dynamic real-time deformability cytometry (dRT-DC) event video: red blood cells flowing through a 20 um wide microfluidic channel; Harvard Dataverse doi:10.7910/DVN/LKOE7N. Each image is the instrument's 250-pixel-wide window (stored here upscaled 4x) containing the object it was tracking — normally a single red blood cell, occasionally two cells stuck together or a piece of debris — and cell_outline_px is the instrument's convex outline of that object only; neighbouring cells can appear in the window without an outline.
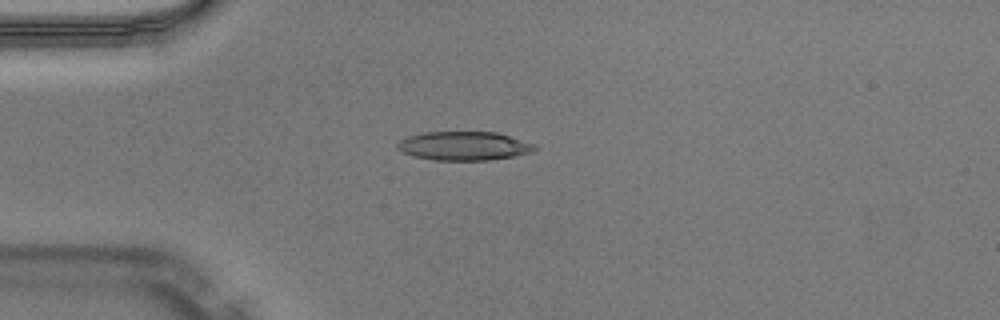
{"species": "Egyptian fruit bat (a non-hibernating species)", "species_latin": "Rousettus aegyptiacus", "temperature_condition": "warm", "stored_images_in_passage": 43, "camera_frame_rate_fps": 3000, "um_per_image_px": 0.085, "animal": {"sex": "male"}, "frame": {"image": 1, "passage_image": 6, "time_ms": 1.667, "image_size_px": [1000, 320], "cell_outline_px": [[536, 148], [528, 152], [512, 156], [488, 160], [436, 160], [416, 156], [404, 152], [396, 148], [396, 144], [400, 140], [408, 136], [424, 132], [496, 132], [536, 144]], "centroid_in_image_um": [39.41, 12.39], "position_along_channel_um": 45.6, "area_um2": 22.72}}
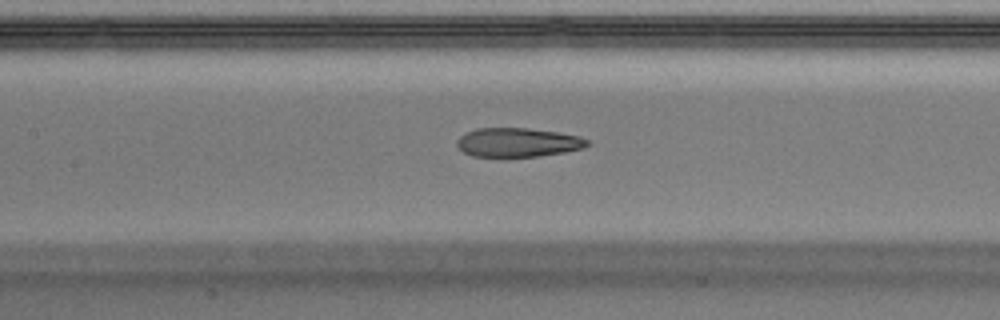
{"frame": {"image": 2, "passage_image": 16, "time_ms": 5.0, "image_size_px": [1000, 320], "cell_outline_px": [[592, 144], [584, 148], [564, 152], [540, 156], [500, 160], [472, 156], [464, 152], [456, 144], [456, 140], [464, 132], [476, 128], [528, 128], [560, 132], [580, 136], [588, 140]], "centroid_in_image_um": [43.99, 12.14], "position_along_channel_um": 163.4, "area_um2": 23.18}}
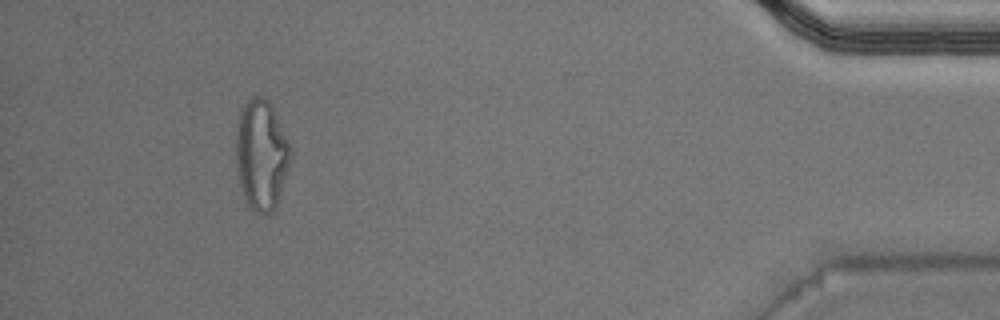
{"frame": {"image": 3, "passage_image": 39, "time_ms": 12.667, "image_size_px": [1000, 320], "cell_outline_px": [[292, 152], [276, 208], [268, 216], [260, 216], [248, 204], [240, 188], [236, 172], [236, 132], [240, 108], [248, 100], [256, 96], [260, 96], [268, 100], [288, 140]], "centroid_in_image_um": [22.19, 13.2], "position_along_channel_um": 413.0, "area_um2": 35.14}, "authors_computed_cell_mechanics": {"area_um2": 23.4668, "velocity_mm_per_s": 4.0443, "shape_relaxation_time_tau1_ms": null, "shape_relaxation_time_tau2_ms": 2.1778, "deformation_change_tau1": null, "deformation_change_tau2": 0.1048}}